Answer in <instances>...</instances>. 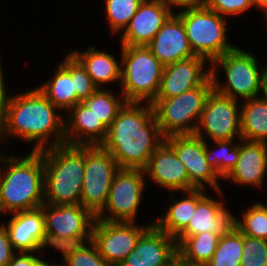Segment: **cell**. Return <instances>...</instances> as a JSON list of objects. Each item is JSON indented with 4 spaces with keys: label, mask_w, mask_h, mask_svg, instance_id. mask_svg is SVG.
Returning <instances> with one entry per match:
<instances>
[{
    "label": "cell",
    "mask_w": 267,
    "mask_h": 266,
    "mask_svg": "<svg viewBox=\"0 0 267 266\" xmlns=\"http://www.w3.org/2000/svg\"><path fill=\"white\" fill-rule=\"evenodd\" d=\"M65 117V144L71 146L100 145L107 127L83 102L72 107Z\"/></svg>",
    "instance_id": "22"
},
{
    "label": "cell",
    "mask_w": 267,
    "mask_h": 266,
    "mask_svg": "<svg viewBox=\"0 0 267 266\" xmlns=\"http://www.w3.org/2000/svg\"><path fill=\"white\" fill-rule=\"evenodd\" d=\"M173 266H207L204 264H194V263H189L186 261H183L180 259L178 256L175 258Z\"/></svg>",
    "instance_id": "43"
},
{
    "label": "cell",
    "mask_w": 267,
    "mask_h": 266,
    "mask_svg": "<svg viewBox=\"0 0 267 266\" xmlns=\"http://www.w3.org/2000/svg\"><path fill=\"white\" fill-rule=\"evenodd\" d=\"M177 256L175 238L153 224L141 235L133 251L119 266H173Z\"/></svg>",
    "instance_id": "15"
},
{
    "label": "cell",
    "mask_w": 267,
    "mask_h": 266,
    "mask_svg": "<svg viewBox=\"0 0 267 266\" xmlns=\"http://www.w3.org/2000/svg\"><path fill=\"white\" fill-rule=\"evenodd\" d=\"M205 64H208V66ZM207 69V70H206ZM210 77V63L201 56L179 60L164 66L155 99H168L201 86Z\"/></svg>",
    "instance_id": "14"
},
{
    "label": "cell",
    "mask_w": 267,
    "mask_h": 266,
    "mask_svg": "<svg viewBox=\"0 0 267 266\" xmlns=\"http://www.w3.org/2000/svg\"><path fill=\"white\" fill-rule=\"evenodd\" d=\"M241 102L212 91L206 100L195 135L209 141L242 139ZM204 133V134H203Z\"/></svg>",
    "instance_id": "12"
},
{
    "label": "cell",
    "mask_w": 267,
    "mask_h": 266,
    "mask_svg": "<svg viewBox=\"0 0 267 266\" xmlns=\"http://www.w3.org/2000/svg\"><path fill=\"white\" fill-rule=\"evenodd\" d=\"M256 10H261L262 14L267 11V0H255Z\"/></svg>",
    "instance_id": "44"
},
{
    "label": "cell",
    "mask_w": 267,
    "mask_h": 266,
    "mask_svg": "<svg viewBox=\"0 0 267 266\" xmlns=\"http://www.w3.org/2000/svg\"><path fill=\"white\" fill-rule=\"evenodd\" d=\"M264 16H265L264 18H265V20H266V21H265V22H266V24H265V25H266V28H267V11H266V12H264ZM266 30H267V29H266Z\"/></svg>",
    "instance_id": "49"
},
{
    "label": "cell",
    "mask_w": 267,
    "mask_h": 266,
    "mask_svg": "<svg viewBox=\"0 0 267 266\" xmlns=\"http://www.w3.org/2000/svg\"><path fill=\"white\" fill-rule=\"evenodd\" d=\"M204 4L209 9L227 18L244 15L246 11L248 12L255 7V0H204Z\"/></svg>",
    "instance_id": "38"
},
{
    "label": "cell",
    "mask_w": 267,
    "mask_h": 266,
    "mask_svg": "<svg viewBox=\"0 0 267 266\" xmlns=\"http://www.w3.org/2000/svg\"><path fill=\"white\" fill-rule=\"evenodd\" d=\"M45 231L59 237L92 235L96 217L81 204L42 206Z\"/></svg>",
    "instance_id": "19"
},
{
    "label": "cell",
    "mask_w": 267,
    "mask_h": 266,
    "mask_svg": "<svg viewBox=\"0 0 267 266\" xmlns=\"http://www.w3.org/2000/svg\"><path fill=\"white\" fill-rule=\"evenodd\" d=\"M206 191V189L183 191L180 192L183 193V197L180 199H176L175 192H172L173 197H170V203L167 205L165 213L163 212L157 219H153V224L159 230L176 238L189 224L198 201L207 193Z\"/></svg>",
    "instance_id": "24"
},
{
    "label": "cell",
    "mask_w": 267,
    "mask_h": 266,
    "mask_svg": "<svg viewBox=\"0 0 267 266\" xmlns=\"http://www.w3.org/2000/svg\"><path fill=\"white\" fill-rule=\"evenodd\" d=\"M240 266H267V240L243 235Z\"/></svg>",
    "instance_id": "36"
},
{
    "label": "cell",
    "mask_w": 267,
    "mask_h": 266,
    "mask_svg": "<svg viewBox=\"0 0 267 266\" xmlns=\"http://www.w3.org/2000/svg\"><path fill=\"white\" fill-rule=\"evenodd\" d=\"M41 260L37 252H17L8 266H36Z\"/></svg>",
    "instance_id": "40"
},
{
    "label": "cell",
    "mask_w": 267,
    "mask_h": 266,
    "mask_svg": "<svg viewBox=\"0 0 267 266\" xmlns=\"http://www.w3.org/2000/svg\"><path fill=\"white\" fill-rule=\"evenodd\" d=\"M149 222L101 221L95 219L91 241L99 254L112 266H119L133 251L141 235L151 226Z\"/></svg>",
    "instance_id": "11"
},
{
    "label": "cell",
    "mask_w": 267,
    "mask_h": 266,
    "mask_svg": "<svg viewBox=\"0 0 267 266\" xmlns=\"http://www.w3.org/2000/svg\"><path fill=\"white\" fill-rule=\"evenodd\" d=\"M3 139H2V126H1V116H0V143H3Z\"/></svg>",
    "instance_id": "48"
},
{
    "label": "cell",
    "mask_w": 267,
    "mask_h": 266,
    "mask_svg": "<svg viewBox=\"0 0 267 266\" xmlns=\"http://www.w3.org/2000/svg\"><path fill=\"white\" fill-rule=\"evenodd\" d=\"M165 6H167L172 12L175 11L173 8H179L178 11L196 7L204 3V0H160Z\"/></svg>",
    "instance_id": "41"
},
{
    "label": "cell",
    "mask_w": 267,
    "mask_h": 266,
    "mask_svg": "<svg viewBox=\"0 0 267 266\" xmlns=\"http://www.w3.org/2000/svg\"><path fill=\"white\" fill-rule=\"evenodd\" d=\"M219 236L210 232L176 237L178 257L183 261L206 265L214 255Z\"/></svg>",
    "instance_id": "28"
},
{
    "label": "cell",
    "mask_w": 267,
    "mask_h": 266,
    "mask_svg": "<svg viewBox=\"0 0 267 266\" xmlns=\"http://www.w3.org/2000/svg\"><path fill=\"white\" fill-rule=\"evenodd\" d=\"M25 156V157H24ZM10 154L0 178V215L32 210L44 204V160L40 151Z\"/></svg>",
    "instance_id": "3"
},
{
    "label": "cell",
    "mask_w": 267,
    "mask_h": 266,
    "mask_svg": "<svg viewBox=\"0 0 267 266\" xmlns=\"http://www.w3.org/2000/svg\"><path fill=\"white\" fill-rule=\"evenodd\" d=\"M258 63L260 62L255 54L238 46L216 58L210 63L214 91L237 101L261 96L267 67L260 68ZM219 68L223 69L226 75L225 83L220 82L222 79L218 75Z\"/></svg>",
    "instance_id": "5"
},
{
    "label": "cell",
    "mask_w": 267,
    "mask_h": 266,
    "mask_svg": "<svg viewBox=\"0 0 267 266\" xmlns=\"http://www.w3.org/2000/svg\"><path fill=\"white\" fill-rule=\"evenodd\" d=\"M165 141L172 147L185 166L190 180V190H222L219 176L205 158V141L195 134L171 135Z\"/></svg>",
    "instance_id": "13"
},
{
    "label": "cell",
    "mask_w": 267,
    "mask_h": 266,
    "mask_svg": "<svg viewBox=\"0 0 267 266\" xmlns=\"http://www.w3.org/2000/svg\"><path fill=\"white\" fill-rule=\"evenodd\" d=\"M69 53L82 65L98 88L121 82V61L118 62L113 53L97 50L94 46H88L85 51L74 49Z\"/></svg>",
    "instance_id": "25"
},
{
    "label": "cell",
    "mask_w": 267,
    "mask_h": 266,
    "mask_svg": "<svg viewBox=\"0 0 267 266\" xmlns=\"http://www.w3.org/2000/svg\"><path fill=\"white\" fill-rule=\"evenodd\" d=\"M119 169L113 156L100 145L85 146V169L80 204L95 217L105 207Z\"/></svg>",
    "instance_id": "10"
},
{
    "label": "cell",
    "mask_w": 267,
    "mask_h": 266,
    "mask_svg": "<svg viewBox=\"0 0 267 266\" xmlns=\"http://www.w3.org/2000/svg\"><path fill=\"white\" fill-rule=\"evenodd\" d=\"M8 153L7 154H5V153H3V151L2 150H0V178H1V176H2V171H3V168H4V165H5V162L7 161V159H8Z\"/></svg>",
    "instance_id": "45"
},
{
    "label": "cell",
    "mask_w": 267,
    "mask_h": 266,
    "mask_svg": "<svg viewBox=\"0 0 267 266\" xmlns=\"http://www.w3.org/2000/svg\"><path fill=\"white\" fill-rule=\"evenodd\" d=\"M116 95L110 88H98L83 101L107 128L127 102L122 94L119 93L120 96Z\"/></svg>",
    "instance_id": "31"
},
{
    "label": "cell",
    "mask_w": 267,
    "mask_h": 266,
    "mask_svg": "<svg viewBox=\"0 0 267 266\" xmlns=\"http://www.w3.org/2000/svg\"><path fill=\"white\" fill-rule=\"evenodd\" d=\"M267 203V202H266ZM258 201L243 210L242 218H234V225L243 235L267 240V204Z\"/></svg>",
    "instance_id": "32"
},
{
    "label": "cell",
    "mask_w": 267,
    "mask_h": 266,
    "mask_svg": "<svg viewBox=\"0 0 267 266\" xmlns=\"http://www.w3.org/2000/svg\"><path fill=\"white\" fill-rule=\"evenodd\" d=\"M57 110L37 87L12 94L1 116L2 139L32 143L31 151L65 144V116Z\"/></svg>",
    "instance_id": "2"
},
{
    "label": "cell",
    "mask_w": 267,
    "mask_h": 266,
    "mask_svg": "<svg viewBox=\"0 0 267 266\" xmlns=\"http://www.w3.org/2000/svg\"><path fill=\"white\" fill-rule=\"evenodd\" d=\"M144 0H104V11L111 34H121Z\"/></svg>",
    "instance_id": "33"
},
{
    "label": "cell",
    "mask_w": 267,
    "mask_h": 266,
    "mask_svg": "<svg viewBox=\"0 0 267 266\" xmlns=\"http://www.w3.org/2000/svg\"><path fill=\"white\" fill-rule=\"evenodd\" d=\"M262 95L267 100V75H266V78H265V83H264V88H263Z\"/></svg>",
    "instance_id": "47"
},
{
    "label": "cell",
    "mask_w": 267,
    "mask_h": 266,
    "mask_svg": "<svg viewBox=\"0 0 267 266\" xmlns=\"http://www.w3.org/2000/svg\"><path fill=\"white\" fill-rule=\"evenodd\" d=\"M91 241V235H77L70 237H59L58 235L44 232L38 245L37 253L42 257L45 248H55L63 256V261L72 254L80 251Z\"/></svg>",
    "instance_id": "35"
},
{
    "label": "cell",
    "mask_w": 267,
    "mask_h": 266,
    "mask_svg": "<svg viewBox=\"0 0 267 266\" xmlns=\"http://www.w3.org/2000/svg\"><path fill=\"white\" fill-rule=\"evenodd\" d=\"M16 252L5 227L0 223V266H8Z\"/></svg>",
    "instance_id": "39"
},
{
    "label": "cell",
    "mask_w": 267,
    "mask_h": 266,
    "mask_svg": "<svg viewBox=\"0 0 267 266\" xmlns=\"http://www.w3.org/2000/svg\"><path fill=\"white\" fill-rule=\"evenodd\" d=\"M44 259V260H43ZM50 261H47L46 258H42V260L36 265V266H60L56 263H49Z\"/></svg>",
    "instance_id": "46"
},
{
    "label": "cell",
    "mask_w": 267,
    "mask_h": 266,
    "mask_svg": "<svg viewBox=\"0 0 267 266\" xmlns=\"http://www.w3.org/2000/svg\"><path fill=\"white\" fill-rule=\"evenodd\" d=\"M5 227L9 240L17 252H37L39 242L45 232L43 208L11 213Z\"/></svg>",
    "instance_id": "23"
},
{
    "label": "cell",
    "mask_w": 267,
    "mask_h": 266,
    "mask_svg": "<svg viewBox=\"0 0 267 266\" xmlns=\"http://www.w3.org/2000/svg\"><path fill=\"white\" fill-rule=\"evenodd\" d=\"M267 176V143L240 139V155L232 171L224 178L241 186L262 188Z\"/></svg>",
    "instance_id": "21"
},
{
    "label": "cell",
    "mask_w": 267,
    "mask_h": 266,
    "mask_svg": "<svg viewBox=\"0 0 267 266\" xmlns=\"http://www.w3.org/2000/svg\"><path fill=\"white\" fill-rule=\"evenodd\" d=\"M173 12L160 0H144L120 34L124 46H147Z\"/></svg>",
    "instance_id": "17"
},
{
    "label": "cell",
    "mask_w": 267,
    "mask_h": 266,
    "mask_svg": "<svg viewBox=\"0 0 267 266\" xmlns=\"http://www.w3.org/2000/svg\"><path fill=\"white\" fill-rule=\"evenodd\" d=\"M145 178L143 169L119 168L114 175L107 203L96 219L135 222L147 185Z\"/></svg>",
    "instance_id": "9"
},
{
    "label": "cell",
    "mask_w": 267,
    "mask_h": 266,
    "mask_svg": "<svg viewBox=\"0 0 267 266\" xmlns=\"http://www.w3.org/2000/svg\"><path fill=\"white\" fill-rule=\"evenodd\" d=\"M40 152L44 160V203L80 204L85 169V146L63 144Z\"/></svg>",
    "instance_id": "4"
},
{
    "label": "cell",
    "mask_w": 267,
    "mask_h": 266,
    "mask_svg": "<svg viewBox=\"0 0 267 266\" xmlns=\"http://www.w3.org/2000/svg\"><path fill=\"white\" fill-rule=\"evenodd\" d=\"M209 77L201 86L168 99H154L155 118L164 137L195 134L206 100L213 91Z\"/></svg>",
    "instance_id": "8"
},
{
    "label": "cell",
    "mask_w": 267,
    "mask_h": 266,
    "mask_svg": "<svg viewBox=\"0 0 267 266\" xmlns=\"http://www.w3.org/2000/svg\"><path fill=\"white\" fill-rule=\"evenodd\" d=\"M182 20L194 55L211 63L236 45L228 39L226 17L209 9L204 3L176 13Z\"/></svg>",
    "instance_id": "7"
},
{
    "label": "cell",
    "mask_w": 267,
    "mask_h": 266,
    "mask_svg": "<svg viewBox=\"0 0 267 266\" xmlns=\"http://www.w3.org/2000/svg\"><path fill=\"white\" fill-rule=\"evenodd\" d=\"M59 64L71 75L76 92V105L98 89L86 70L69 52Z\"/></svg>",
    "instance_id": "34"
},
{
    "label": "cell",
    "mask_w": 267,
    "mask_h": 266,
    "mask_svg": "<svg viewBox=\"0 0 267 266\" xmlns=\"http://www.w3.org/2000/svg\"><path fill=\"white\" fill-rule=\"evenodd\" d=\"M213 142L217 146L216 150L215 147L210 148L209 143L205 140V158L215 173L220 177V180H223L238 162L240 139L216 140Z\"/></svg>",
    "instance_id": "29"
},
{
    "label": "cell",
    "mask_w": 267,
    "mask_h": 266,
    "mask_svg": "<svg viewBox=\"0 0 267 266\" xmlns=\"http://www.w3.org/2000/svg\"><path fill=\"white\" fill-rule=\"evenodd\" d=\"M154 184L170 192L190 191L187 170L172 147L164 141L151 155L143 169Z\"/></svg>",
    "instance_id": "16"
},
{
    "label": "cell",
    "mask_w": 267,
    "mask_h": 266,
    "mask_svg": "<svg viewBox=\"0 0 267 266\" xmlns=\"http://www.w3.org/2000/svg\"><path fill=\"white\" fill-rule=\"evenodd\" d=\"M241 103V138L267 143V100L261 95Z\"/></svg>",
    "instance_id": "26"
},
{
    "label": "cell",
    "mask_w": 267,
    "mask_h": 266,
    "mask_svg": "<svg viewBox=\"0 0 267 266\" xmlns=\"http://www.w3.org/2000/svg\"><path fill=\"white\" fill-rule=\"evenodd\" d=\"M122 95L127 102L151 103L159 90L164 65L147 46H120Z\"/></svg>",
    "instance_id": "6"
},
{
    "label": "cell",
    "mask_w": 267,
    "mask_h": 266,
    "mask_svg": "<svg viewBox=\"0 0 267 266\" xmlns=\"http://www.w3.org/2000/svg\"><path fill=\"white\" fill-rule=\"evenodd\" d=\"M60 266H112L100 254L96 245L90 241L80 251L70 255Z\"/></svg>",
    "instance_id": "37"
},
{
    "label": "cell",
    "mask_w": 267,
    "mask_h": 266,
    "mask_svg": "<svg viewBox=\"0 0 267 266\" xmlns=\"http://www.w3.org/2000/svg\"><path fill=\"white\" fill-rule=\"evenodd\" d=\"M147 47L164 66L195 56L190 48L185 26L176 11L163 23Z\"/></svg>",
    "instance_id": "20"
},
{
    "label": "cell",
    "mask_w": 267,
    "mask_h": 266,
    "mask_svg": "<svg viewBox=\"0 0 267 266\" xmlns=\"http://www.w3.org/2000/svg\"><path fill=\"white\" fill-rule=\"evenodd\" d=\"M164 141L153 106L126 102L107 128L100 146L113 156L119 168L144 169Z\"/></svg>",
    "instance_id": "1"
},
{
    "label": "cell",
    "mask_w": 267,
    "mask_h": 266,
    "mask_svg": "<svg viewBox=\"0 0 267 266\" xmlns=\"http://www.w3.org/2000/svg\"><path fill=\"white\" fill-rule=\"evenodd\" d=\"M243 251V234L233 225L220 236L216 251L207 266H240Z\"/></svg>",
    "instance_id": "30"
},
{
    "label": "cell",
    "mask_w": 267,
    "mask_h": 266,
    "mask_svg": "<svg viewBox=\"0 0 267 266\" xmlns=\"http://www.w3.org/2000/svg\"><path fill=\"white\" fill-rule=\"evenodd\" d=\"M220 198L205 194L197 203L195 213L187 227L177 237H189L204 232L217 234L219 237L233 225L235 216L225 206L222 191H216Z\"/></svg>",
    "instance_id": "18"
},
{
    "label": "cell",
    "mask_w": 267,
    "mask_h": 266,
    "mask_svg": "<svg viewBox=\"0 0 267 266\" xmlns=\"http://www.w3.org/2000/svg\"><path fill=\"white\" fill-rule=\"evenodd\" d=\"M39 91L57 108L66 114L76 105V92L71 75L60 65L48 81L40 84Z\"/></svg>",
    "instance_id": "27"
},
{
    "label": "cell",
    "mask_w": 267,
    "mask_h": 266,
    "mask_svg": "<svg viewBox=\"0 0 267 266\" xmlns=\"http://www.w3.org/2000/svg\"><path fill=\"white\" fill-rule=\"evenodd\" d=\"M0 57V116H2L5 112V109L9 103L11 95L7 92V85L5 83V76H4V70L2 68V61Z\"/></svg>",
    "instance_id": "42"
}]
</instances>
